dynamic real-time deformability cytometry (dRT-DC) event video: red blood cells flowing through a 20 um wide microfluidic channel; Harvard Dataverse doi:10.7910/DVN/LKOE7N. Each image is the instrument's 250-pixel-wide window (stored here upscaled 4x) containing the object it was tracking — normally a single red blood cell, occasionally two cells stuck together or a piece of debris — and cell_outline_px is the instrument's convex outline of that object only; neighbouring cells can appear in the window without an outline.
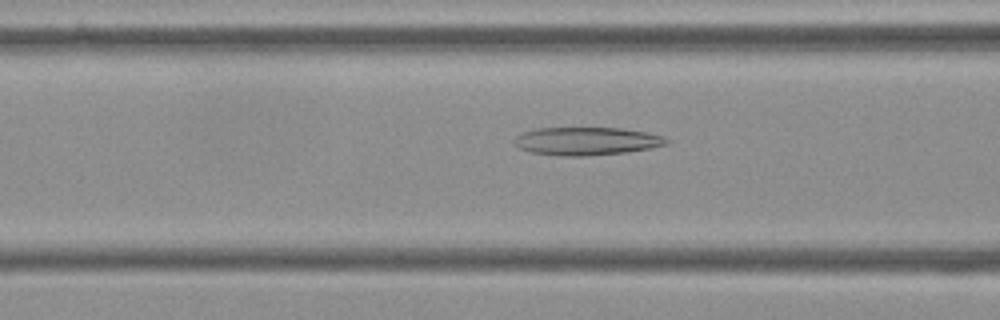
{"species": "Egyptian fruit bat (a non-hibernating species)", "species_latin": "Rousettus aegyptiacus", "temperature_condition": "cold", "stored_images_in_passage": 55, "camera_frame_rate_fps": 3000, "um_per_image_px": 0.085, "frame": {"image": 1, "passage_image": 21, "time_ms": 6.667, "image_size_px": [1000, 320], "cell_outline_px": [[668, 144], [648, 148], [624, 152], [584, 156], [564, 156], [532, 152], [520, 148], [512, 140], [516, 136], [524, 132], [536, 128], [620, 128], [648, 132], [664, 136], [668, 140]], "centroid_in_image_um": [49.86, 11.98], "position_along_channel_um": 116.7, "area_um2": 24.62}}
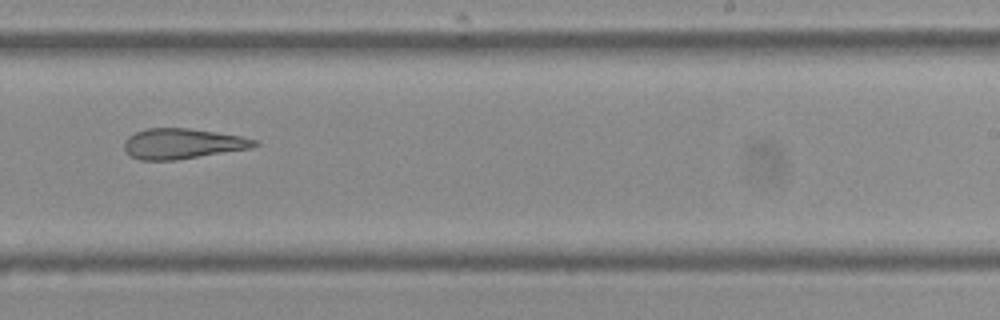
{"frame": {"image": 2, "passage_image": 34, "time_ms": 11.0, "image_size_px": [1000, 320], "cell_outline_px": [[260, 144], [252, 148], [176, 160], [140, 160], [132, 156], [124, 148], [124, 140], [128, 136], [136, 132], [148, 128], [188, 128], [240, 136], [256, 140]], "centroid_in_image_um": [15.51, 12.21], "position_along_channel_um": 273.5, "area_um2": 22.89}}
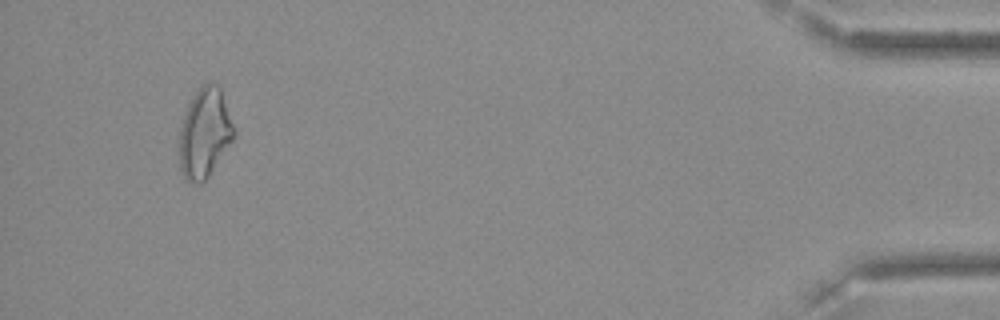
{"frame": {"image": 3, "passage_image": 52, "time_ms": 17.0, "image_size_px": [1000, 320], "cell_outline_px": [[236, 136], [208, 176], [200, 184], [196, 184], [188, 180], [184, 176], [180, 168], [180, 128], [188, 104], [192, 96], [200, 84], [208, 80], [216, 84], [220, 88], [236, 128]], "centroid_in_image_um": [17.42, 11.26], "position_along_channel_um": 417.8, "area_um2": 28.67}, "authors_computed_cell_mechanics": {"area_um2": 26.3568, "velocity_mm_per_s": 3.6133, "shape_relaxation_time_tau1_ms": null, "shape_relaxation_time_tau2_ms": 5.6757, "deformation_change_tau1": null, "deformation_change_tau2": 0.172}}